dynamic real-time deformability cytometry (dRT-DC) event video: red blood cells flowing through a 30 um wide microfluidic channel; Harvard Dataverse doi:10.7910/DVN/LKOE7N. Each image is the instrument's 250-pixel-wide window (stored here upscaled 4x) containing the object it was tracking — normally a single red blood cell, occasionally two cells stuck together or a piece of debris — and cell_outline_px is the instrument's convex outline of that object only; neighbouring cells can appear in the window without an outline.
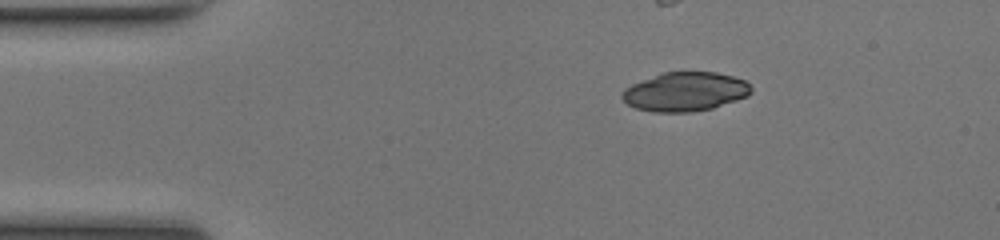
{"species": "common noctule bat (a hibernating species)", "species_latin": "Nyctalus noctula", "temperature_condition": "room temperature", "stored_images_in_passage": 41, "camera_frame_rate_fps": 3000, "um_per_image_px": 0.085, "animal": {"sex": "female", "body_mass_g": 17.0, "forearm_length_mm": 48.0}, "frame": {"image": 1, "passage_image": 1, "time_ms": 0.0, "image_size_px": [1000, 240], "cell_outline_px": [[752, 92], [748, 96], [712, 108], [692, 112], [652, 112], [636, 108], [628, 104], [620, 96], [620, 92], [624, 88], [632, 84], [664, 72], [716, 72], [732, 76], [744, 80], [752, 88]], "centroid_in_image_um": [58.22, 7.8], "position_along_channel_um": 26.8, "area_um2": 29.3}}
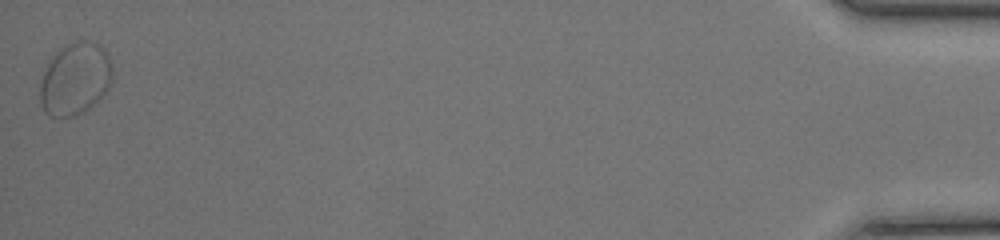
{"frame": {"image": 2, "passage_image": 41, "time_ms": 13.333, "image_size_px": [1000, 240], "cell_outline_px": [[112, 72], [108, 88], [84, 112], [76, 116], [48, 116], [44, 112], [40, 100], [40, 88], [44, 72], [48, 64], [56, 52], [60, 48], [72, 40], [88, 40], [96, 44], [108, 56], [112, 68]], "centroid_in_image_um": [6.36, 6.7], "position_along_channel_um": 428.8, "area_um2": 30.0}}